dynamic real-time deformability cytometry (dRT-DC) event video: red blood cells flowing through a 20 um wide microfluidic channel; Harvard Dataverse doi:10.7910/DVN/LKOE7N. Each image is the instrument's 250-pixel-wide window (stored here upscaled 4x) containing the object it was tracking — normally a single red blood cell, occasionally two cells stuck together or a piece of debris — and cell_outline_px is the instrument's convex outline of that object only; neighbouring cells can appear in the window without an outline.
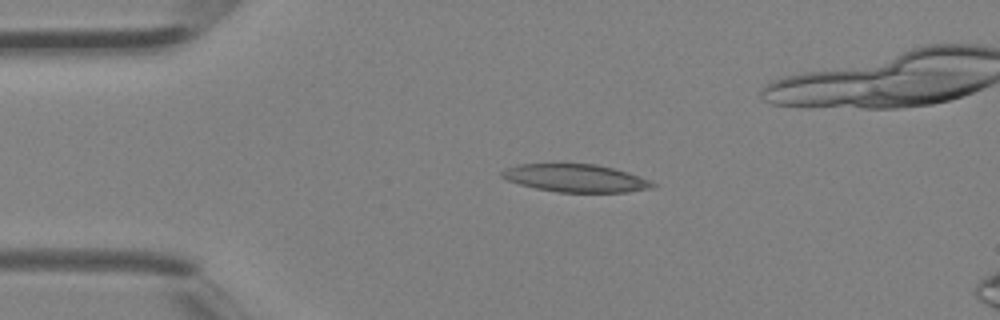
{"species": "Egyptian fruit bat (a non-hibernating species)", "species_latin": "Rousettus aegyptiacus", "temperature_condition": "room temperature", "stored_images_in_passage": 3, "camera_frame_rate_fps": 3000, "um_per_image_px": 0.085, "animal": {"sex": "female"}, "frame": {"image": 1, "passage_image": 3, "time_ms": 0.667, "image_size_px": [1000, 320], "cell_outline_px": [[656, 188], [628, 192], [556, 192], [536, 188], [520, 184], [508, 180], [500, 176], [500, 172], [504, 168], [516, 164], [596, 164], [628, 172], [648, 180], [656, 184]], "centroid_in_image_um": [48.92, 15.14], "position_along_channel_um": 36.1, "area_um2": 24.45}}